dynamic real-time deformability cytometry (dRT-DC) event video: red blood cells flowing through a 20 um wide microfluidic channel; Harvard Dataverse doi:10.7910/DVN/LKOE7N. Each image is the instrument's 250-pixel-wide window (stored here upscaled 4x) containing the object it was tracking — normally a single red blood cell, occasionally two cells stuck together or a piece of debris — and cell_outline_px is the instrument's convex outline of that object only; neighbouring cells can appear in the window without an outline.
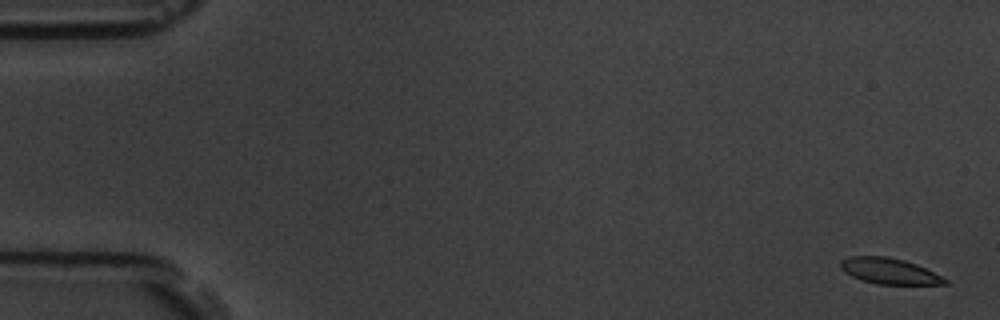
{"species": "common noctule bat (a hibernating species)", "species_latin": "Nyctalus noctula", "temperature_condition": "room temperature", "stored_images_in_passage": 6, "camera_frame_rate_fps": 3000, "um_per_image_px": 0.085, "animal": {"sex": "male", "body_mass_g": 19.5, "forearm_length_mm": 54.6}, "frame": {"image": 1, "passage_image": 1, "time_ms": 0.0, "image_size_px": [1000, 320], "cell_outline_px": [[948, 284], [876, 284], [860, 280], [844, 272], [840, 268], [840, 260], [848, 256], [884, 256], [904, 260], [916, 264], [948, 280]], "centroid_in_image_um": [75.52, 23.04], "position_along_channel_um": 9.5, "area_um2": 15.66}}
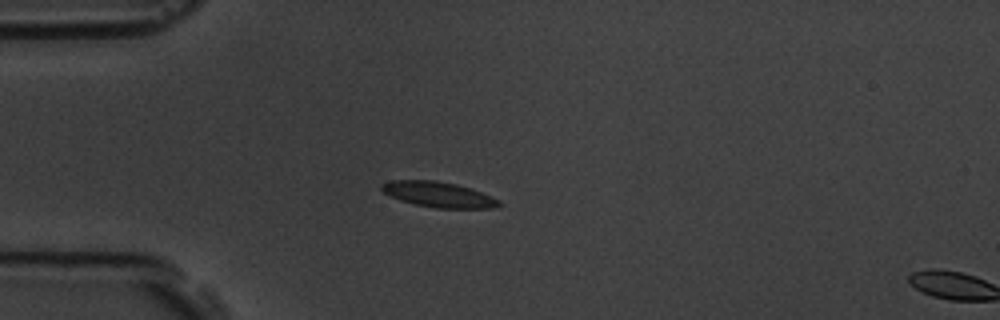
{"frame": {"image": 2, "passage_image": 5, "time_ms": 4.667, "image_size_px": [1000, 320], "cell_outline_px": [[504, 204], [496, 208], [436, 208], [416, 204], [400, 200], [384, 192], [380, 188], [380, 184], [392, 180], [436, 180], [456, 184], [472, 188], [492, 196], [500, 200]], "centroid_in_image_um": [37.33, 16.53], "position_along_channel_um": 47.7, "area_um2": 17.51}}